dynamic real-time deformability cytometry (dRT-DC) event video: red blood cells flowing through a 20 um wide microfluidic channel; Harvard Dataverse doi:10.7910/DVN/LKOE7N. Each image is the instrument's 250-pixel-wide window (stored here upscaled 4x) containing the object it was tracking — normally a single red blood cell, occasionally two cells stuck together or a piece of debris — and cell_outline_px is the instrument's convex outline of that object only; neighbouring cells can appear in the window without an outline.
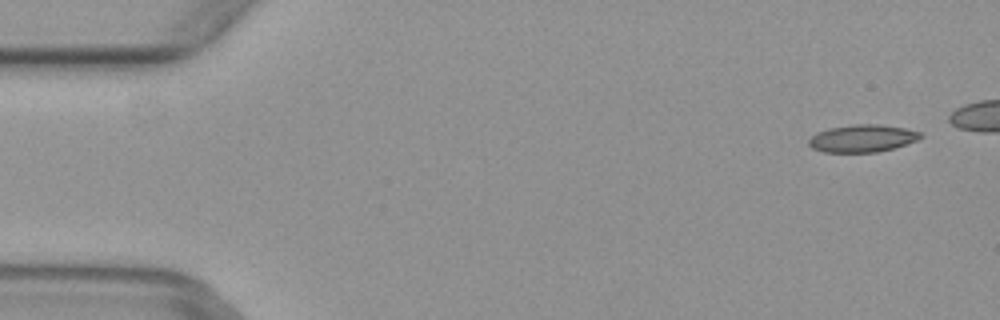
{"species": "common noctule bat (a hibernating species)", "species_latin": "Nyctalus noctula", "temperature_condition": "warm", "stored_images_in_passage": 5, "camera_frame_rate_fps": 3000, "um_per_image_px": 0.085, "animal": {"sex": "female", "body_mass_g": 29.2, "forearm_length_mm": 56.3}, "frame": {"image": 1, "passage_image": 1, "time_ms": 0.0, "image_size_px": [1000, 320], "cell_outline_px": [[924, 136], [920, 140], [892, 148], [876, 152], [824, 152], [812, 148], [808, 144], [808, 140], [816, 132], [828, 128], [852, 124], [880, 124], [904, 128], [920, 132]], "centroid_in_image_um": [73.3, 11.75], "position_along_channel_um": 11.7, "area_um2": 17.98}}